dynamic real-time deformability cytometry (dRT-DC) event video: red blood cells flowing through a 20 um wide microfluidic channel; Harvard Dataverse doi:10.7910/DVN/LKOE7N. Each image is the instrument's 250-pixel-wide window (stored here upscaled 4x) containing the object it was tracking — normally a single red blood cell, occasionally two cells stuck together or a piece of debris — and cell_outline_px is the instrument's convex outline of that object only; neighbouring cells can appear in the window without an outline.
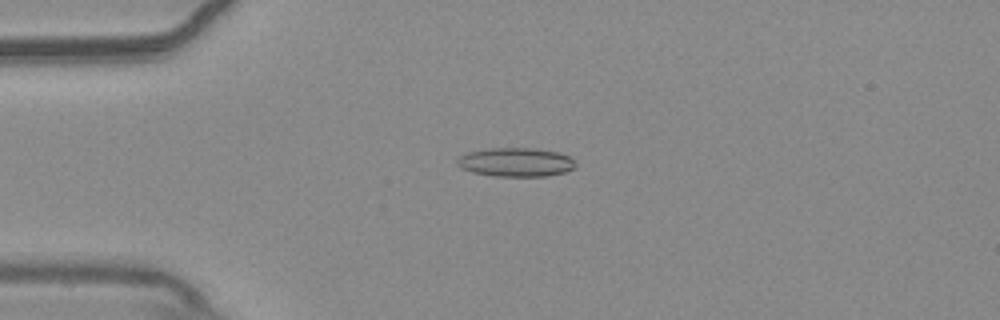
{"species": "common noctule bat (a hibernating species)", "species_latin": "Nyctalus noctula", "temperature_condition": "warm", "stored_images_in_passage": 55, "camera_frame_rate_fps": 3000, "um_per_image_px": 0.085, "animal": {"sex": "male", "body_mass_g": 20.4}, "frame": {"image": 1, "passage_image": 14, "time_ms": 4.333, "image_size_px": [1000, 320], "cell_outline_px": [[576, 164], [572, 168], [564, 172], [548, 176], [496, 176], [472, 172], [460, 168], [456, 164], [456, 160], [460, 156], [468, 152], [488, 148], [536, 148], [556, 152], [572, 156]], "centroid_in_image_um": [43.83, 13.78], "position_along_channel_um": 41.2, "area_um2": 20.0}}
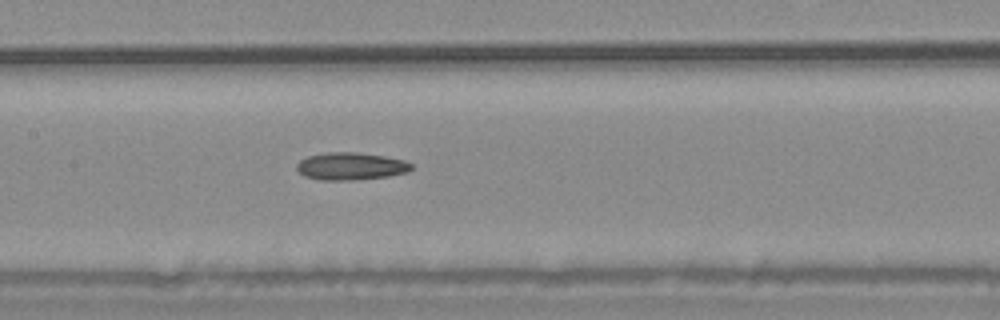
{"frame": {"image": 2, "passage_image": 27, "time_ms": 8.667, "image_size_px": [1000, 320], "cell_outline_px": [[412, 168], [408, 172], [388, 176], [356, 180], [320, 180], [304, 176], [296, 168], [296, 164], [300, 160], [308, 156], [324, 152], [356, 152], [384, 156], [404, 160], [412, 164]], "centroid_in_image_um": [29.8, 14.13], "position_along_channel_um": 177.6, "area_um2": 18.44}}
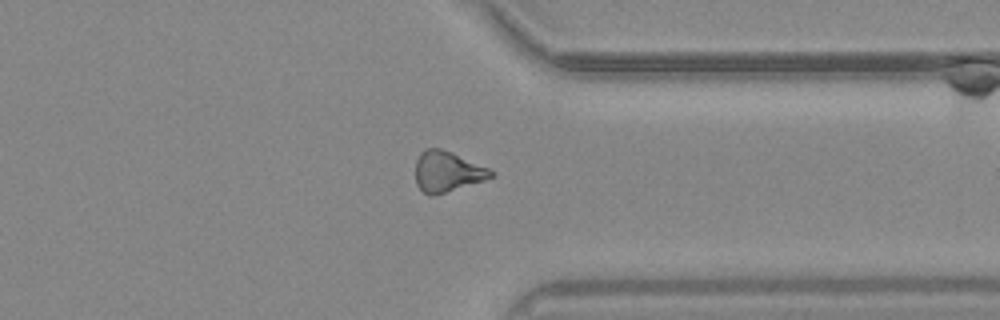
{"frame": {"image": 3, "passage_image": 43, "time_ms": 14.0, "image_size_px": [1000, 320], "cell_outline_px": [[496, 176], [484, 180], [432, 196], [428, 196], [416, 184], [416, 160], [420, 152], [428, 148], [440, 148], [452, 152], [488, 168], [496, 172]], "centroid_in_image_um": [38.02, 14.58], "position_along_channel_um": 373.4, "area_um2": 17.74}}